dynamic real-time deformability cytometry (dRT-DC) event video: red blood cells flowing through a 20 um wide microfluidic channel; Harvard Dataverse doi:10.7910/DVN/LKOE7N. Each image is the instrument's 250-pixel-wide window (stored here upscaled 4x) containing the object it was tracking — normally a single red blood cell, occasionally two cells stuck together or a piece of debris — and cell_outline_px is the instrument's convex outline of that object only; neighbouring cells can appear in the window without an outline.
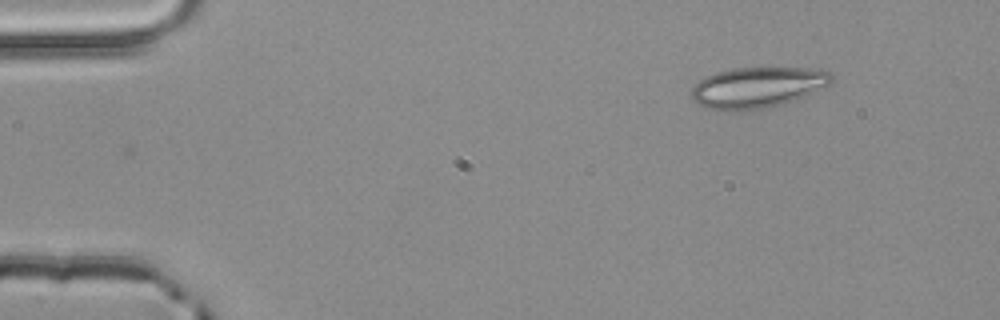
{"species": "common noctule bat (a hibernating species)", "species_latin": "Nyctalus noctula", "temperature_condition": "room temperature", "stored_images_in_passage": 3, "camera_frame_rate_fps": 3000, "um_per_image_px": 0.085, "animal": {"sex": "male", "body_mass_g": 20.4}, "frame": {"image": 1, "passage_image": 1, "time_ms": 0.0, "image_size_px": [1000, 320], "cell_outline_px": [[836, 76], [828, 84], [804, 96], [768, 108], [740, 112], [732, 112], [704, 108], [692, 100], [692, 88], [704, 76], [716, 72], [732, 68], [820, 68], [832, 72]], "centroid_in_image_um": [64.36, 7.44], "position_along_channel_um": 20.6, "area_um2": 33.7}}